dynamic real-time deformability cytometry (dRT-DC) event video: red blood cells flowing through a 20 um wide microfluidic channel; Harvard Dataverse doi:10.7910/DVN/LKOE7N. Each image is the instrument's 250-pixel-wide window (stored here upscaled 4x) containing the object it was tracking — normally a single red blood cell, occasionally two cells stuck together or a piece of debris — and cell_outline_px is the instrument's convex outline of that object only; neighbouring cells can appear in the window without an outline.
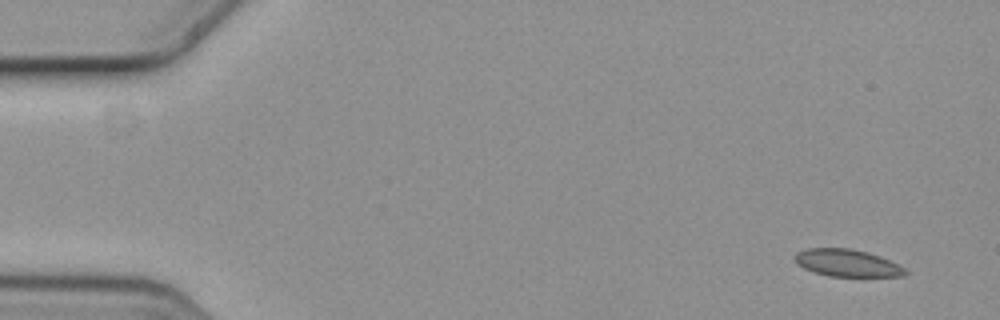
{"species": "common noctule bat (a hibernating species)", "species_latin": "Nyctalus noctula", "temperature_condition": "cold", "stored_images_in_passage": 5, "camera_frame_rate_fps": 3000, "um_per_image_px": 0.085, "animal": {"sex": "female", "body_mass_g": 19.3, "forearm_length_mm": 54.1}, "frame": {"image": 1, "passage_image": 1, "time_ms": 0.0, "image_size_px": [1000, 320], "cell_outline_px": [[908, 272], [904, 276], [828, 276], [804, 268], [792, 256], [796, 252], [804, 248], [852, 248], [868, 252], [880, 256], [904, 268]], "centroid_in_image_um": [71.98, 22.33], "position_along_channel_um": 13.0, "area_um2": 17.4}}
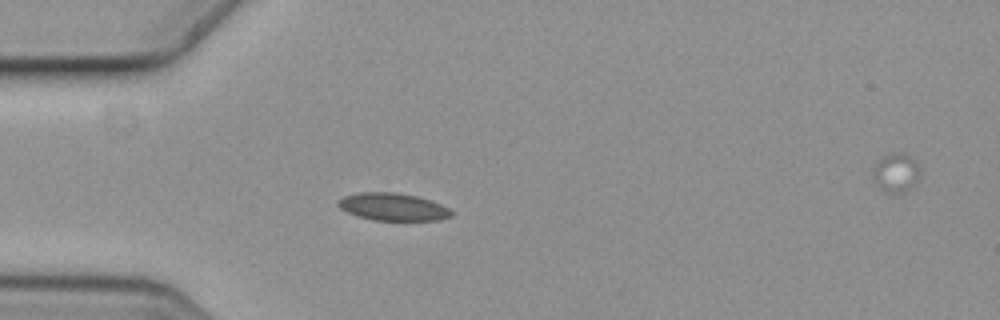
{"frame": {"image": 2, "passage_image": 4, "time_ms": 1.0, "image_size_px": [1000, 320], "cell_outline_px": [[452, 216], [440, 220], [372, 220], [356, 216], [340, 208], [336, 204], [336, 200], [344, 196], [360, 192], [396, 192], [416, 196], [432, 200], [448, 208], [452, 212]], "centroid_in_image_um": [33.37, 17.58], "position_along_channel_um": 51.6, "area_um2": 18.26}}